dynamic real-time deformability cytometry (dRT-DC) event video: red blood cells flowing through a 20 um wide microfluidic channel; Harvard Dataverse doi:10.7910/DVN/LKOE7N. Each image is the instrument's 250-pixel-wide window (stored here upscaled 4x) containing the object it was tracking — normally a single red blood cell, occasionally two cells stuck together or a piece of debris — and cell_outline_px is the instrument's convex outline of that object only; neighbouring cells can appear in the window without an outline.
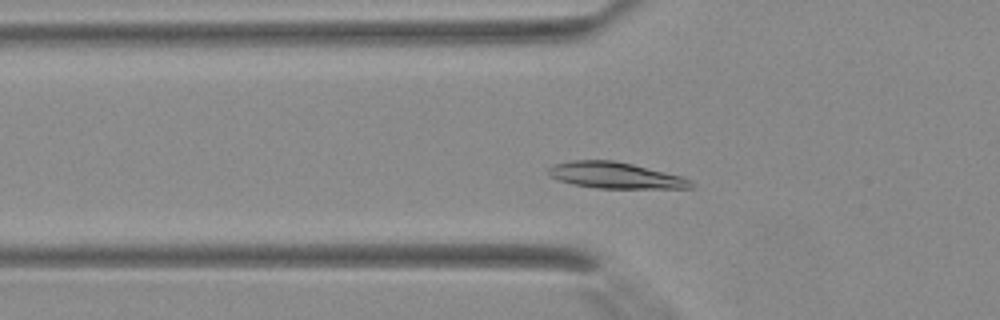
{"species": "Egyptian fruit bat (a non-hibernating species)", "species_latin": "Rousettus aegyptiacus", "temperature_condition": "warm", "stored_images_in_passage": 36, "camera_frame_rate_fps": 3000, "um_per_image_px": 0.085, "animal": {"sex": "female"}, "frame": {"image": 1, "passage_image": 9, "time_ms": 2.667, "image_size_px": [1000, 320], "cell_outline_px": [[696, 184], [692, 188], [596, 188], [572, 184], [560, 180], [552, 176], [548, 172], [548, 168], [552, 164], [572, 160], [612, 160], [632, 164], [680, 176], [692, 180]], "centroid_in_image_um": [52.31, 14.9], "position_along_channel_um": 73.5, "area_um2": 21.62}}
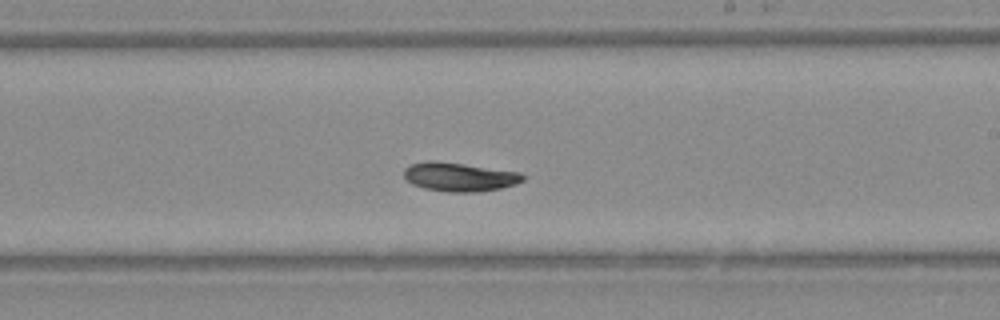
{"frame": {"image": 2, "passage_image": 20, "time_ms": 6.333, "image_size_px": [1000, 320], "cell_outline_px": [[524, 180], [516, 184], [500, 188], [476, 192], [448, 192], [424, 188], [412, 184], [404, 176], [404, 168], [412, 164], [428, 160], [460, 164], [520, 172], [524, 176]], "centroid_in_image_um": [39.04, 15.05], "position_along_channel_um": 250.0, "area_um2": 19.65}}
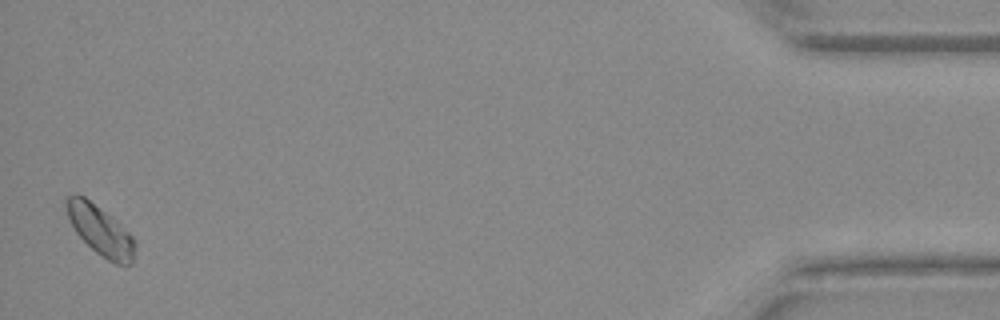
{"frame": {"image": 3, "passage_image": 36, "time_ms": 11.667, "image_size_px": [1000, 320], "cell_outline_px": [[136, 244], [132, 264], [116, 264], [108, 260], [96, 252], [76, 232], [68, 216], [68, 196], [76, 192], [84, 196], [116, 220], [132, 236]], "centroid_in_image_um": [8.56, 19.59], "position_along_channel_um": 426.6, "area_um2": 19.31}}